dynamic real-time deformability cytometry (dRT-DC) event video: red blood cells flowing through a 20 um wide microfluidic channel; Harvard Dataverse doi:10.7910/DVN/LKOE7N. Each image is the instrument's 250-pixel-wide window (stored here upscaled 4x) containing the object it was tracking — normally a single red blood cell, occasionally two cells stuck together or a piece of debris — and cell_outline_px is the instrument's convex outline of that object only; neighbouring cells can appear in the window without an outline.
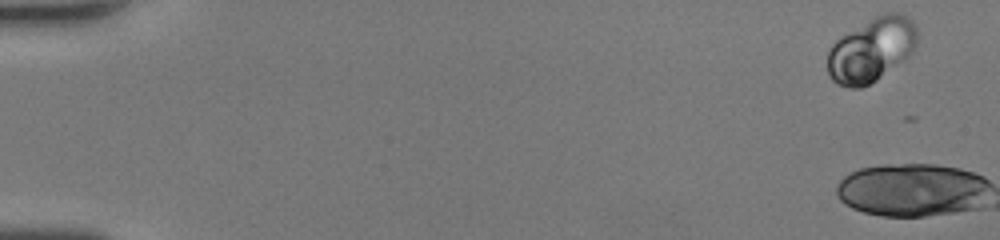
{"species": "human", "species_latin": "Homo sapiens", "temperature_condition": "room temperature", "stored_images_in_passage": 2, "camera_frame_rate_fps": 3000, "um_per_image_px": 0.085, "donor": {"sex": "female"}, "frame": {"image": 1, "passage_image": 1, "time_ms": 0.0, "image_size_px": [1000, 240], "cell_outline_px": [[916, 44], [912, 52], [908, 56], [876, 80], [860, 88], [848, 88], [836, 84], [832, 80], [828, 72], [828, 52], [832, 44], [836, 40], [876, 16], [884, 12], [900, 12], [912, 20], [916, 24]], "centroid_in_image_um": [74.08, 4.23], "position_along_channel_um": 10.9, "area_um2": 33.12}}